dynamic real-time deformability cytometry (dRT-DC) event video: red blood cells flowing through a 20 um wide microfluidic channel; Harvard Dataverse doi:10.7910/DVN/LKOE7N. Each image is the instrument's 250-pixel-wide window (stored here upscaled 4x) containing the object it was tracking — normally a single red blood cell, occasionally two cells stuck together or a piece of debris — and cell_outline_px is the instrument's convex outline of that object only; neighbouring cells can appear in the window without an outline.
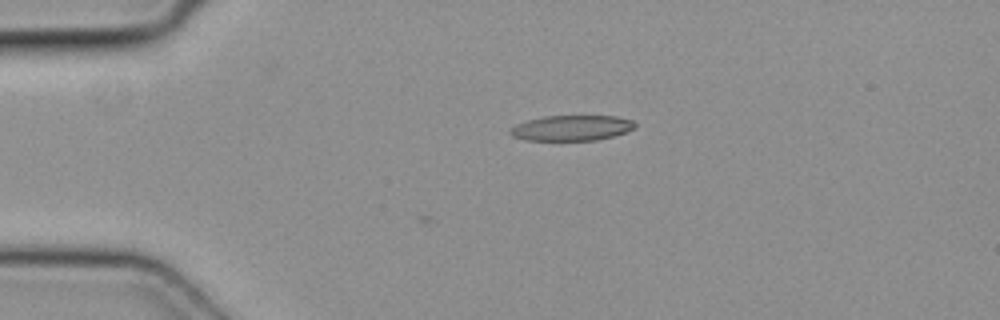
{"species": "common noctule bat (a hibernating species)", "species_latin": "Nyctalus noctula", "temperature_condition": "cold", "stored_images_in_passage": 4, "camera_frame_rate_fps": 3000, "um_per_image_px": 0.085, "animal": {"sex": "female", "body_mass_g": 19.3, "forearm_length_mm": 54.1}, "frame": {"image": 1, "passage_image": 4, "time_ms": 1.0, "image_size_px": [1000, 320], "cell_outline_px": [[636, 128], [612, 136], [596, 140], [524, 140], [512, 136], [508, 132], [516, 124], [528, 120], [544, 116], [616, 116], [632, 120], [636, 124]], "centroid_in_image_um": [48.58, 10.87], "position_along_channel_um": 36.4, "area_um2": 18.38}}